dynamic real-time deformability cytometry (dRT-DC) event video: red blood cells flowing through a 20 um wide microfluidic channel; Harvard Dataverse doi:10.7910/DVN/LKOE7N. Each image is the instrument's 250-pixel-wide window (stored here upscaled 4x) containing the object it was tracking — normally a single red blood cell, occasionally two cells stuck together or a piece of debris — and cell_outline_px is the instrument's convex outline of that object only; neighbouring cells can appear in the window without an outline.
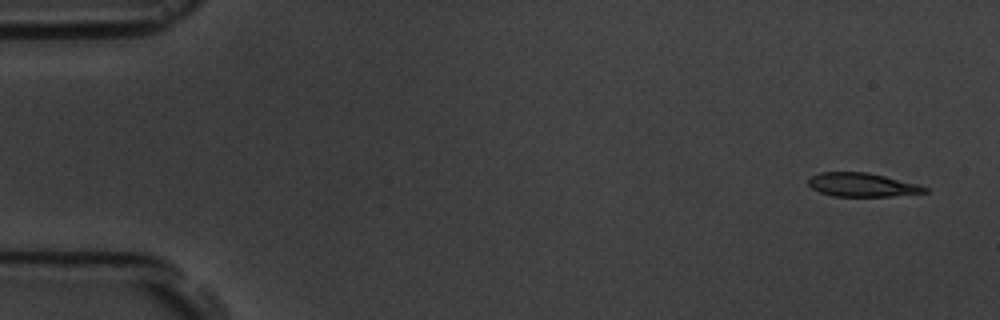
{"species": "common noctule bat (a hibernating species)", "species_latin": "Nyctalus noctula", "temperature_condition": "room temperature", "stored_images_in_passage": 6, "segment_of_instrument_passage": [1, 2], "camera_frame_rate_fps": 3000, "um_per_image_px": 0.085, "animal": {"sex": "male", "body_mass_g": 19.5, "forearm_length_mm": 54.6}, "frame": {"image": 1, "passage_image": 1, "time_ms": 0.0, "image_size_px": [1000, 320], "cell_outline_px": [[928, 192], [892, 196], [832, 196], [820, 192], [812, 188], [808, 184], [808, 180], [812, 176], [820, 172], [868, 172], [920, 184], [928, 188]], "centroid_in_image_um": [73.31, 15.7], "position_along_channel_um": 11.7, "area_um2": 16.13}}